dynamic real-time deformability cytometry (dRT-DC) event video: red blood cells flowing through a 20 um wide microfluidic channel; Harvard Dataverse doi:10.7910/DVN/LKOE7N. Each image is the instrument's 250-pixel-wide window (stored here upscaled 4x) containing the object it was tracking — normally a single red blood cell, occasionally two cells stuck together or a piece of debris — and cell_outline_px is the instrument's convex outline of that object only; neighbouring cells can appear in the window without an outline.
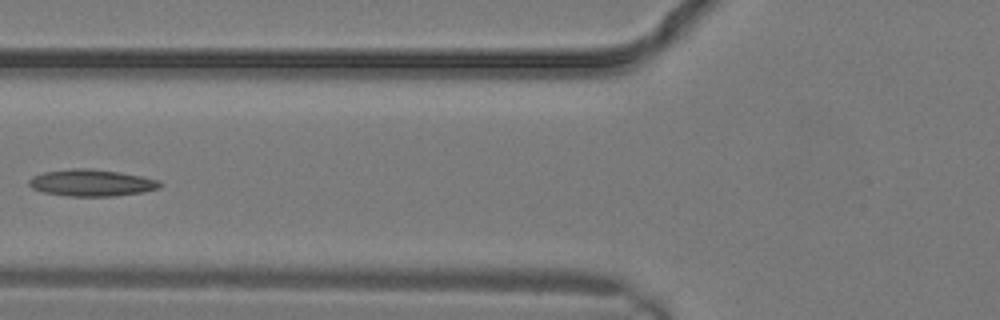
{"species": "common noctule bat (a hibernating species)", "species_latin": "Nyctalus noctula", "temperature_condition": "warm", "stored_images_in_passage": 14, "camera_frame_rate_fps": 3000, "um_per_image_px": 0.085, "animal": {"sex": "male", "body_mass_g": 19.2, "forearm_length_mm": 51.8}, "frame": {"image": 1, "passage_image": 10, "time_ms": 3.0, "image_size_px": [1000, 320], "cell_outline_px": [[164, 184], [160, 188], [144, 192], [116, 196], [68, 196], [44, 192], [32, 188], [28, 184], [28, 180], [32, 176], [44, 172], [72, 168], [88, 168], [120, 172], [160, 180]], "centroid_in_image_um": [7.81, 15.54], "position_along_channel_um": 118.0, "area_um2": 20.58}}